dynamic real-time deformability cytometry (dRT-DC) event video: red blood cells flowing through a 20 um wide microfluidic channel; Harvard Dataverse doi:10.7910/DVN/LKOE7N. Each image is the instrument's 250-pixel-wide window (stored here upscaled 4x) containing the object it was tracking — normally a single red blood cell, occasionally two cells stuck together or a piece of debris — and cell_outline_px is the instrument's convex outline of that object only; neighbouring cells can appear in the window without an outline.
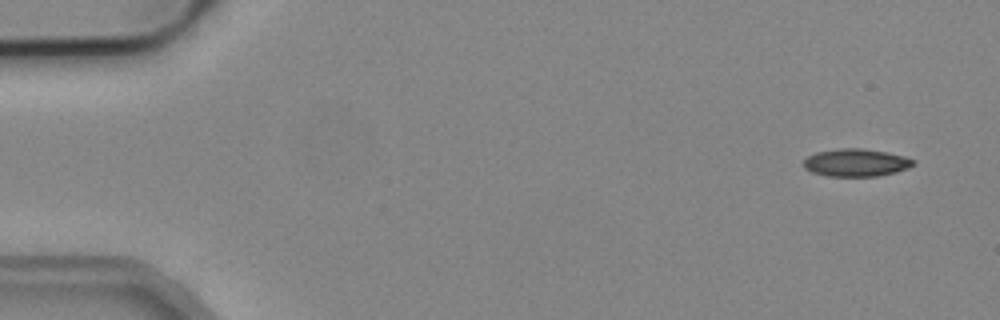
{"species": "common noctule bat (a hibernating species)", "species_latin": "Nyctalus noctula", "temperature_condition": "cold", "stored_images_in_passage": 4, "camera_frame_rate_fps": 3000, "um_per_image_px": 0.085, "animal": {"sex": "male", "body_mass_g": 19.2, "forearm_length_mm": 51.8}, "frame": {"image": 1, "passage_image": 1, "time_ms": 0.0, "image_size_px": [1000, 320], "cell_outline_px": [[916, 164], [908, 168], [896, 172], [880, 176], [828, 176], [812, 172], [804, 168], [804, 160], [808, 156], [816, 152], [840, 148], [860, 148], [884, 152], [904, 156], [916, 160]], "centroid_in_image_um": [72.78, 13.83], "position_along_channel_um": 12.2, "area_um2": 17.69}}
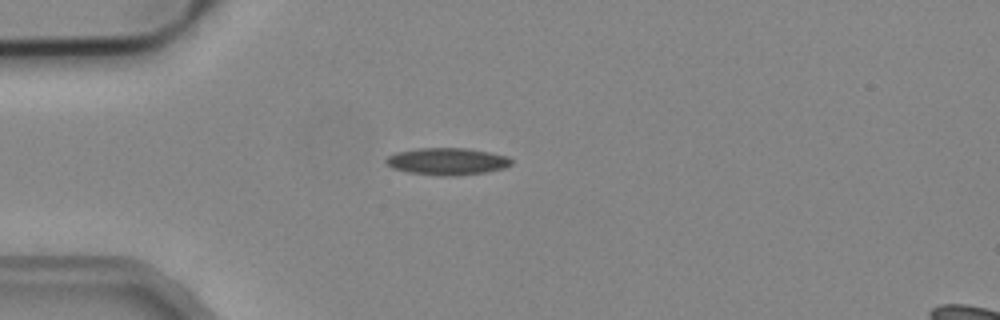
{"frame": {"image": 2, "passage_image": 4, "time_ms": 1.0, "image_size_px": [1000, 320], "cell_outline_px": [[512, 164], [504, 168], [488, 172], [456, 176], [440, 176], [408, 172], [392, 168], [384, 164], [384, 160], [388, 156], [396, 152], [420, 148], [464, 148], [488, 152], [508, 156], [512, 160]], "centroid_in_image_um": [37.99, 13.73], "position_along_channel_um": 47.0, "area_um2": 19.94}}